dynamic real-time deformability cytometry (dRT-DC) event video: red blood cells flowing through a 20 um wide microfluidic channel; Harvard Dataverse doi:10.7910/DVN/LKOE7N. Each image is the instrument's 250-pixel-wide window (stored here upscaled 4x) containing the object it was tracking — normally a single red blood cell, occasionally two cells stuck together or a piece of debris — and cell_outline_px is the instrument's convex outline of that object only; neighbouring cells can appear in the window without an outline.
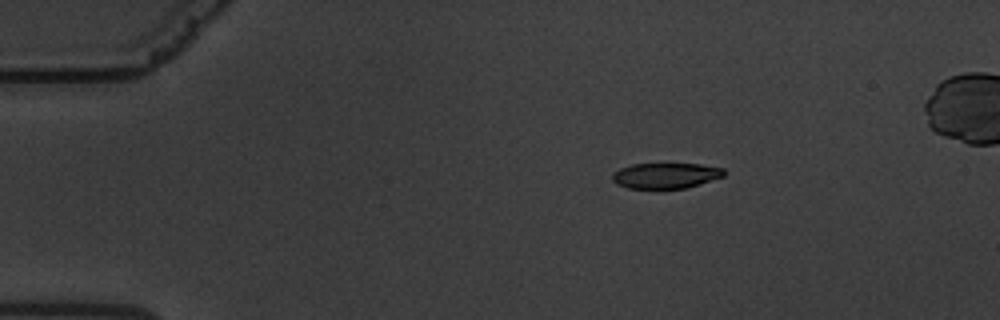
{"species": "common noctule bat (a hibernating species)", "species_latin": "Nyctalus noctula", "temperature_condition": "warm", "stored_images_in_passage": 52, "camera_frame_rate_fps": 3000, "um_per_image_px": 0.085, "animal": {"sex": "male", "body_mass_g": 19.5, "forearm_length_mm": 54.6}, "frame": {"image": 1, "passage_image": 2, "time_ms": 0.333, "image_size_px": [1000, 320], "cell_outline_px": [[724, 176], [684, 188], [628, 188], [616, 184], [612, 180], [612, 172], [620, 168], [632, 164], [700, 164], [724, 168]], "centroid_in_image_um": [56.54, 14.92], "position_along_channel_um": 28.5, "area_um2": 16.47}}
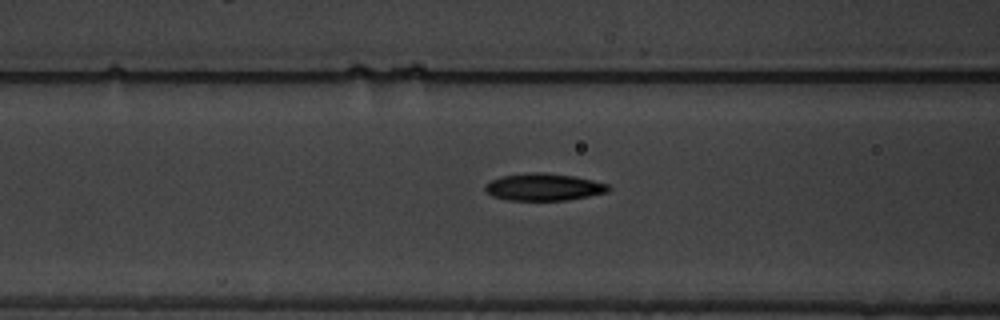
{"frame": {"image": 2, "passage_image": 16, "time_ms": 5.0, "image_size_px": [1000, 320], "cell_outline_px": [[612, 188], [608, 192], [568, 200], [508, 200], [492, 196], [484, 188], [484, 184], [500, 176], [532, 172], [544, 172], [576, 176], [608, 184]], "centroid_in_image_um": [46.23, 15.89], "position_along_channel_um": 120.4, "area_um2": 19.65}}
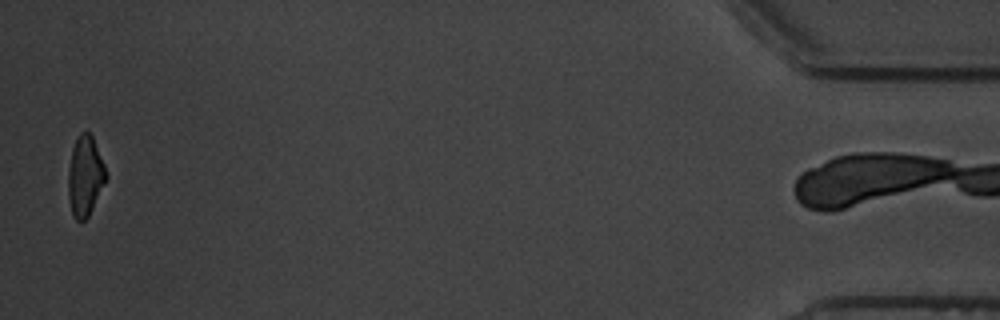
{"frame": {"image": 3, "passage_image": 51, "time_ms": 16.667, "image_size_px": [1000, 320], "cell_outline_px": [[108, 176], [88, 216], [84, 220], [76, 220], [72, 216], [68, 196], [68, 172], [72, 148], [76, 136], [84, 128], [92, 136], [104, 164]], "centroid_in_image_um": [7.22, 14.92], "position_along_channel_um": 428.0, "area_um2": 17.69}, "authors_computed_cell_mechanics": {"area_um2": 18.9584, "velocity_mm_per_s": 3.3757, "shape_relaxation_time_tau1_ms": 4.0716, "shape_relaxation_time_tau2_ms": 2.9954, "deformation_change_tau1": 0.1699, "deformation_change_tau2": 0.1036}}